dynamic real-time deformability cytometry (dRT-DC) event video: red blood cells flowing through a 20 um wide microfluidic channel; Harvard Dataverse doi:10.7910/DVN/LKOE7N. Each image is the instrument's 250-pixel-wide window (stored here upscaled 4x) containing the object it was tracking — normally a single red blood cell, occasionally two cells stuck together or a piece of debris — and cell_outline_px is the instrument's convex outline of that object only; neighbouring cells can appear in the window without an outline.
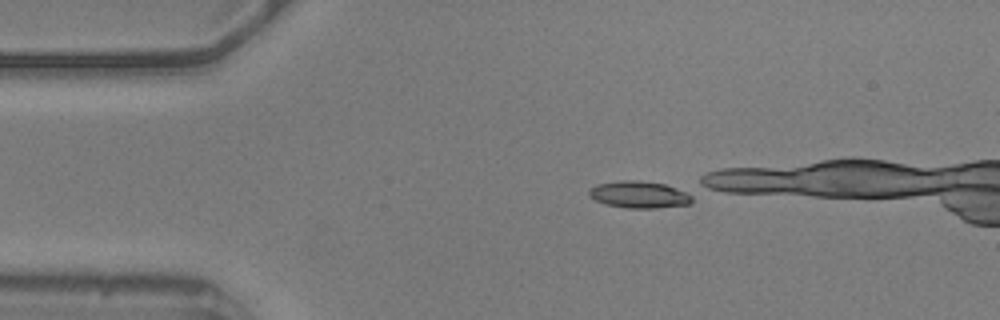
{"species": "common noctule bat (a hibernating species)", "species_latin": "Nyctalus noctula", "temperature_condition": "warm", "stored_images_in_passage": 13, "camera_frame_rate_fps": 3000, "um_per_image_px": 0.085, "animal": {"sex": "male", "body_mass_g": 20.5, "forearm_length_mm": 52.5}, "frame": {"image": 1, "passage_image": 1, "time_ms": 0.0, "image_size_px": [1000, 320], "cell_outline_px": [[692, 204], [656, 208], [624, 208], [604, 204], [588, 196], [588, 188], [596, 184], [620, 180], [640, 180], [664, 184], [692, 192]], "centroid_in_image_um": [54.34, 16.54], "position_along_channel_um": 30.7, "area_um2": 16.65}}